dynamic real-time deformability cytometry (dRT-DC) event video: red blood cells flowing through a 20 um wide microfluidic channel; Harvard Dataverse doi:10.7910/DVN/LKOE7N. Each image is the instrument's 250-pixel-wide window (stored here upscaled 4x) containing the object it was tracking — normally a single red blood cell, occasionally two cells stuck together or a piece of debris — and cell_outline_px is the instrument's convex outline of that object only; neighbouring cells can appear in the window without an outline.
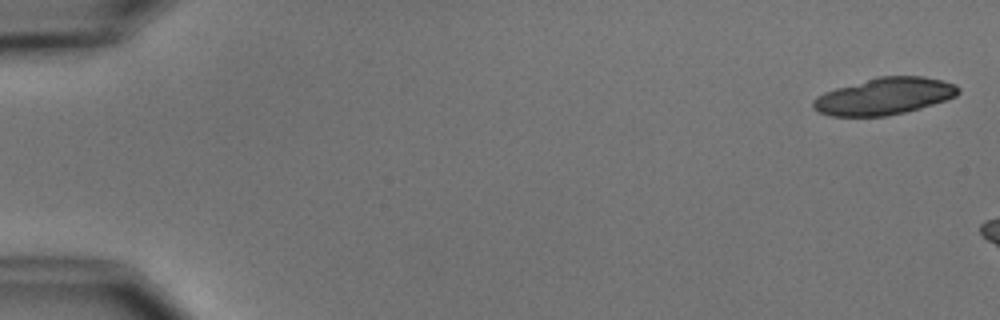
{"species": "common noctule bat (a hibernating species)", "species_latin": "Nyctalus noctula", "temperature_condition": "cold", "stored_images_in_passage": 3, "camera_frame_rate_fps": 3000, "um_per_image_px": 0.085, "animal": {"sex": "male", "body_mass_g": 15.6}, "frame": {"image": 1, "passage_image": 1, "time_ms": 0.0, "image_size_px": [1000, 320], "cell_outline_px": [[960, 92], [956, 96], [920, 108], [904, 112], [884, 116], [832, 116], [820, 112], [812, 108], [812, 100], [816, 96], [824, 92], [836, 88], [876, 76], [924, 76], [956, 84], [960, 88]], "centroid_in_image_um": [75.15, 8.17], "position_along_channel_um": 9.9, "area_um2": 31.15}}